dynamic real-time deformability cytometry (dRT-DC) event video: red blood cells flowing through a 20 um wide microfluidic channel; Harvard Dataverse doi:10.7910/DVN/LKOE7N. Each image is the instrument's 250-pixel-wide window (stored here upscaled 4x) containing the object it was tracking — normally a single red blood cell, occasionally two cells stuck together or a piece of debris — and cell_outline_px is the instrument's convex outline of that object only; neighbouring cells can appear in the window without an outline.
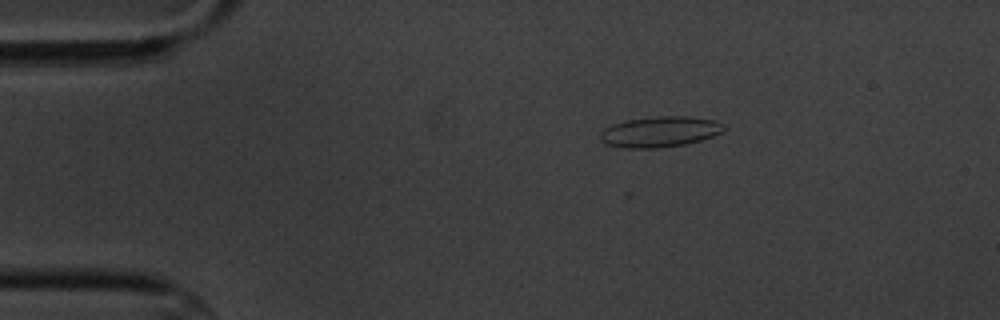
{"species": "common noctule bat (a hibernating species)", "species_latin": "Nyctalus noctula", "temperature_condition": "cold", "stored_images_in_passage": 3, "camera_frame_rate_fps": 3000, "um_per_image_px": 0.085, "animal": {"sex": "male", "body_mass_g": 20.1, "forearm_length_mm": 53.5}, "frame": {"image": 1, "passage_image": 2, "time_ms": 1.333, "image_size_px": [1000, 320], "cell_outline_px": [[728, 128], [724, 132], [700, 140], [684, 144], [656, 148], [628, 148], [604, 144], [600, 140], [600, 132], [604, 128], [612, 124], [628, 120], [656, 116], [688, 116], [712, 120], [724, 124]], "centroid_in_image_um": [56.09, 11.2], "position_along_channel_um": 28.9, "area_um2": 22.14}}